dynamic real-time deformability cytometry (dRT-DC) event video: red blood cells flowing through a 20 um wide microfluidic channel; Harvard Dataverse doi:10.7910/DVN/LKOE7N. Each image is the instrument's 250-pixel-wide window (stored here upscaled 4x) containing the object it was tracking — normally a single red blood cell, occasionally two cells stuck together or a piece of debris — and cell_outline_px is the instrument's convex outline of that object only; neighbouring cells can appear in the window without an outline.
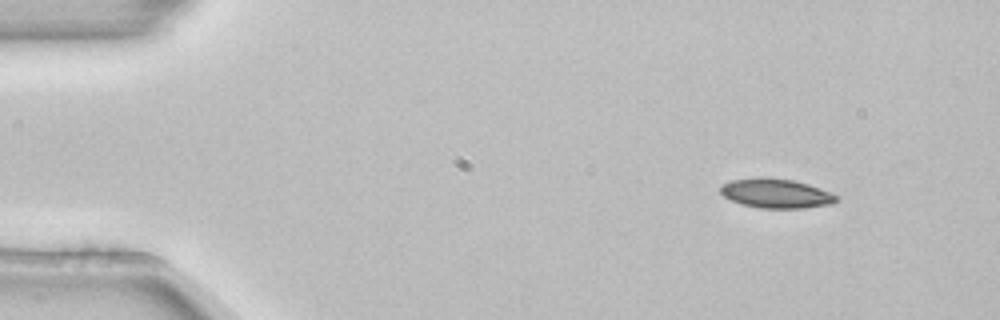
{"species": "common noctule bat (a hibernating species)", "species_latin": "Nyctalus noctula", "temperature_condition": "room temperature", "stored_images_in_passage": 4, "camera_frame_rate_fps": 3000, "um_per_image_px": 0.085, "animal": {"sex": "female", "body_mass_g": 22.7, "forearm_length_mm": 54.2}, "frame": {"image": 1, "passage_image": 1, "time_ms": 0.0, "image_size_px": [1000, 320], "cell_outline_px": [[840, 200], [832, 204], [804, 208], [760, 208], [740, 204], [724, 196], [720, 192], [720, 184], [732, 180], [792, 180], [808, 184], [820, 188], [840, 196]], "centroid_in_image_um": [66.03, 16.49], "position_along_channel_um": 19.0, "area_um2": 19.25}}
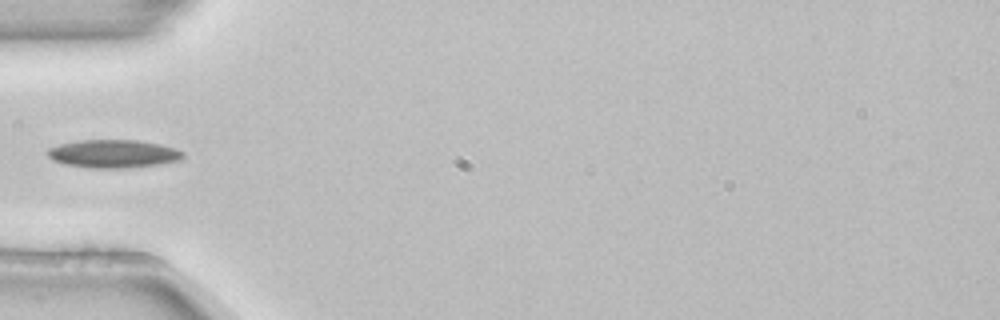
{"frame": {"image": 2, "passage_image": 4, "time_ms": 1.0, "image_size_px": [1000, 320], "cell_outline_px": [[184, 156], [180, 160], [156, 164], [128, 168], [88, 168], [64, 164], [52, 160], [48, 156], [48, 148], [60, 144], [80, 140], [136, 140], [160, 144], [176, 148], [184, 152]], "centroid_in_image_um": [9.62, 13.07], "position_along_channel_um": 75.4, "area_um2": 22.2}}